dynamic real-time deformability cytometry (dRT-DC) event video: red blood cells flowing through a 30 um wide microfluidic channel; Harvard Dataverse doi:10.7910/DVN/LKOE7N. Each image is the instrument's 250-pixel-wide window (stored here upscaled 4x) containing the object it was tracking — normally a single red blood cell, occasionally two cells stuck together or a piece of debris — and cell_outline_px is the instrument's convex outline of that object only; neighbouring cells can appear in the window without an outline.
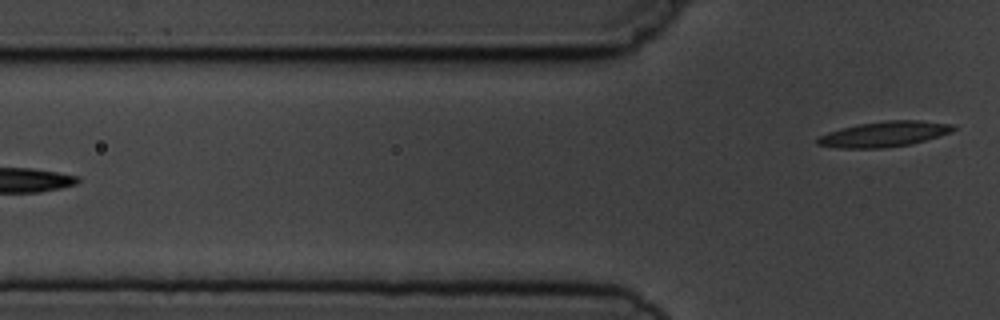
{"species": "common noctule bat (a hibernating species)", "species_latin": "Nyctalus noctula", "temperature_condition": "cold", "stored_images_in_passage": 6, "camera_frame_rate_fps": 3000, "um_per_image_px": 0.085, "animal": {"sex": "male", "body_mass_g": 19.5, "forearm_length_mm": 54.6}, "frame": {"image": 1, "passage_image": 6, "time_ms": 6.667, "image_size_px": [1000, 320], "cell_outline_px": [[956, 128], [952, 132], [912, 144], [884, 148], [836, 148], [816, 144], [816, 136], [840, 128], [860, 124], [888, 120], [920, 120], [952, 124]], "centroid_in_image_um": [75.13, 11.4], "position_along_channel_um": 50.7, "area_um2": 20.23}}